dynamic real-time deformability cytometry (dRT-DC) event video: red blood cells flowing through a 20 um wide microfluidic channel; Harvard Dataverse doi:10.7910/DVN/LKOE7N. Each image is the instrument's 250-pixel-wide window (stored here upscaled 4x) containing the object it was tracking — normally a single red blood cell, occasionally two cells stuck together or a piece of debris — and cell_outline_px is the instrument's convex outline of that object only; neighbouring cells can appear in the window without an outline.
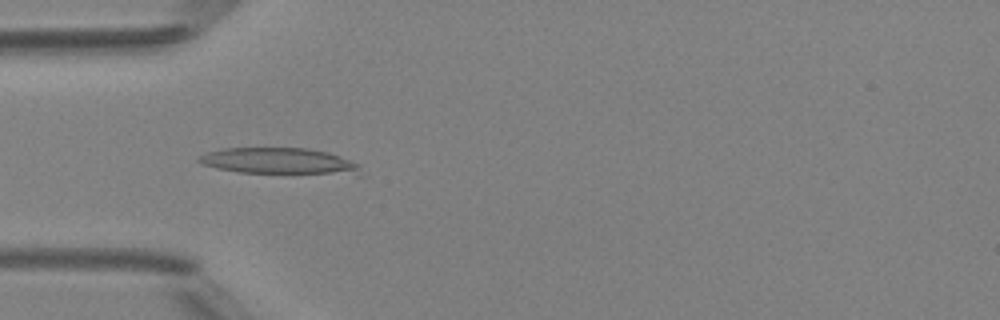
{"species": "Egyptian fruit bat (a non-hibernating species)", "species_latin": "Rousettus aegyptiacus", "temperature_condition": "room temperature", "stored_images_in_passage": 39, "camera_frame_rate_fps": 3000, "um_per_image_px": 0.085, "animal": {"sex": "female"}, "frame": {"image": 1, "passage_image": 5, "time_ms": 1.333, "image_size_px": [1000, 320], "cell_outline_px": [[360, 164], [356, 168], [328, 172], [240, 172], [216, 168], [204, 164], [196, 160], [196, 156], [208, 152], [224, 148], [304, 148], [328, 152], [340, 156]], "centroid_in_image_um": [23.42, 13.63], "position_along_channel_um": 61.6, "area_um2": 23.06}}
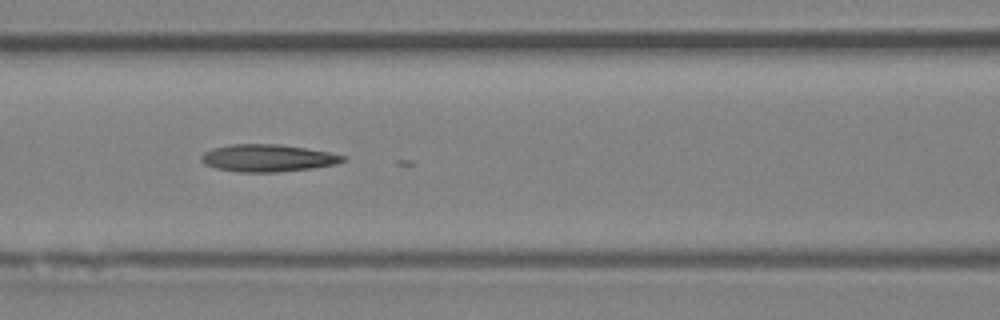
{"frame": {"image": 2, "passage_image": 11, "time_ms": 3.333, "image_size_px": [1000, 320], "cell_outline_px": [[348, 160], [336, 164], [312, 168], [276, 172], [240, 172], [216, 168], [204, 164], [200, 160], [200, 156], [204, 152], [212, 148], [232, 144], [280, 144], [328, 152], [348, 156]], "centroid_in_image_um": [22.76, 13.43], "position_along_channel_um": 143.8, "area_um2": 22.6}}
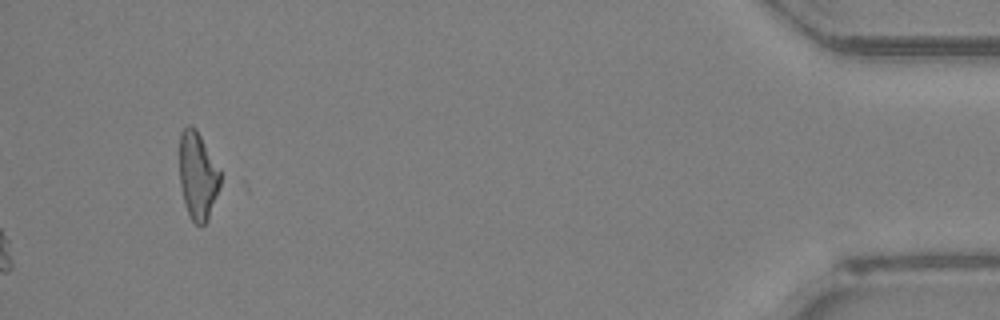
{"frame": {"image": 3, "passage_image": 36, "time_ms": 11.667, "image_size_px": [1000, 320], "cell_outline_px": [[220, 188], [208, 220], [204, 224], [196, 224], [192, 220], [188, 212], [184, 200], [180, 184], [180, 132], [188, 124], [192, 124], [196, 128], [220, 168]], "centroid_in_image_um": [16.82, 14.9], "position_along_channel_um": 418.4, "area_um2": 20.92}}